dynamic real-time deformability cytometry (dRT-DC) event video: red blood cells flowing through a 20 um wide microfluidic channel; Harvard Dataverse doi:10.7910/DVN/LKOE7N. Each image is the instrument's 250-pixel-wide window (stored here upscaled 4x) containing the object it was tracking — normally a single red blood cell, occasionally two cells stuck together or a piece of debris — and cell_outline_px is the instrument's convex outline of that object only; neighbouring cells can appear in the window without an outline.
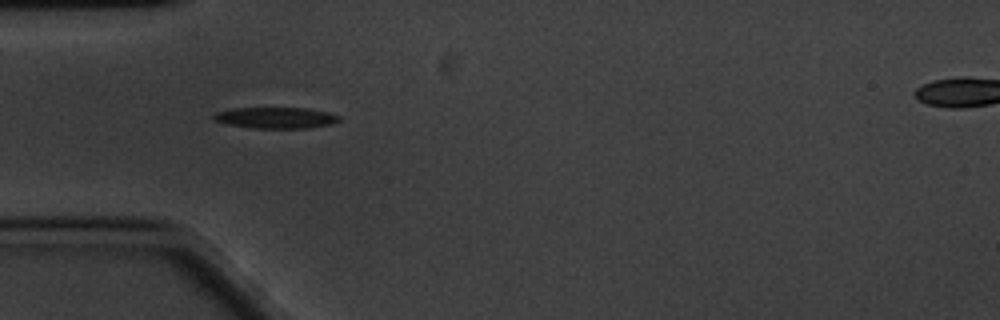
{"species": "common noctule bat (a hibernating species)", "species_latin": "Nyctalus noctula", "temperature_condition": "cold", "stored_images_in_passage": 43, "camera_frame_rate_fps": 3000, "um_per_image_px": 0.085, "animal": {"sex": "male", "body_mass_g": 20.1, "forearm_length_mm": 53.5}, "frame": {"image": 1, "passage_image": 1, "time_ms": 0.0, "image_size_px": [1000, 320], "cell_outline_px": [[340, 120], [332, 124], [308, 128], [252, 128], [228, 124], [212, 120], [212, 116], [216, 112], [232, 108], [308, 108], [328, 112], [340, 116]], "centroid_in_image_um": [23.44, 10.01], "position_along_channel_um": 61.6, "area_um2": 15.55}}
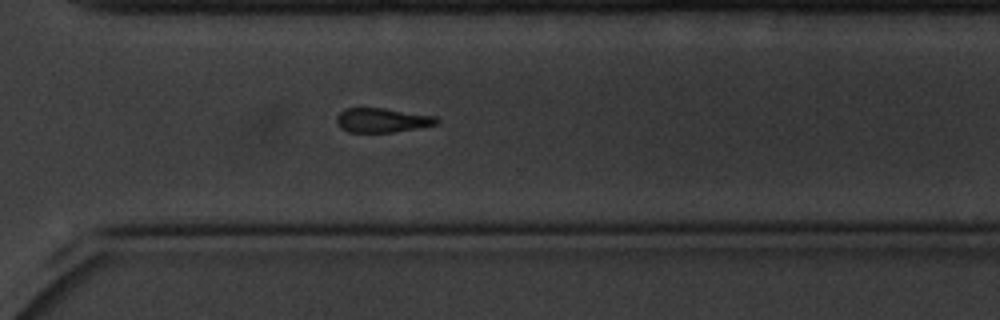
{"frame": {"image": 2, "passage_image": 26, "time_ms": 8.333, "image_size_px": [1000, 320], "cell_outline_px": [[440, 120], [436, 124], [416, 128], [392, 132], [348, 132], [340, 128], [336, 124], [336, 116], [344, 108], [384, 108], [436, 116]], "centroid_in_image_um": [32.44, 10.21], "position_along_channel_um": 338.2, "area_um2": 14.22}}
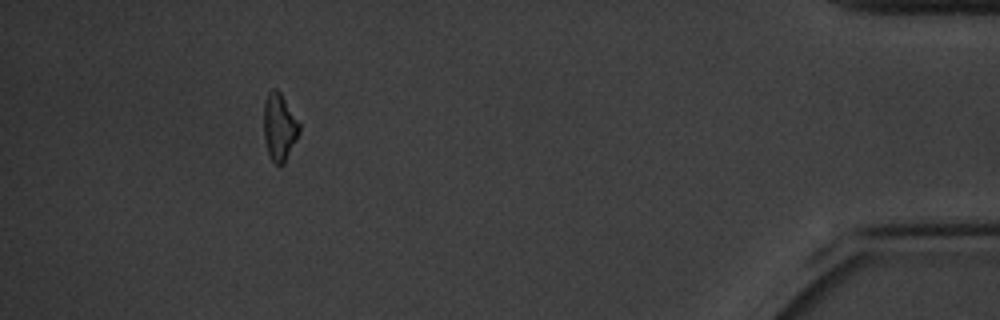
{"frame": {"image": 3, "passage_image": 38, "time_ms": 12.333, "image_size_px": [1000, 320], "cell_outline_px": [[300, 132], [284, 164], [276, 164], [272, 160], [268, 152], [264, 140], [264, 104], [268, 92], [272, 88], [276, 88], [280, 92], [300, 124]], "centroid_in_image_um": [23.74, 10.79], "position_along_channel_um": 411.5, "area_um2": 13.81}, "authors_computed_cell_mechanics": {"area_um2": 14.739, "velocity_mm_per_s": 3.3301, "shape_relaxation_time_tau1_ms": 1.8764, "shape_relaxation_time_tau2_ms": null, "deformation_change_tau1": 0.1208, "deformation_change_tau2": null}}